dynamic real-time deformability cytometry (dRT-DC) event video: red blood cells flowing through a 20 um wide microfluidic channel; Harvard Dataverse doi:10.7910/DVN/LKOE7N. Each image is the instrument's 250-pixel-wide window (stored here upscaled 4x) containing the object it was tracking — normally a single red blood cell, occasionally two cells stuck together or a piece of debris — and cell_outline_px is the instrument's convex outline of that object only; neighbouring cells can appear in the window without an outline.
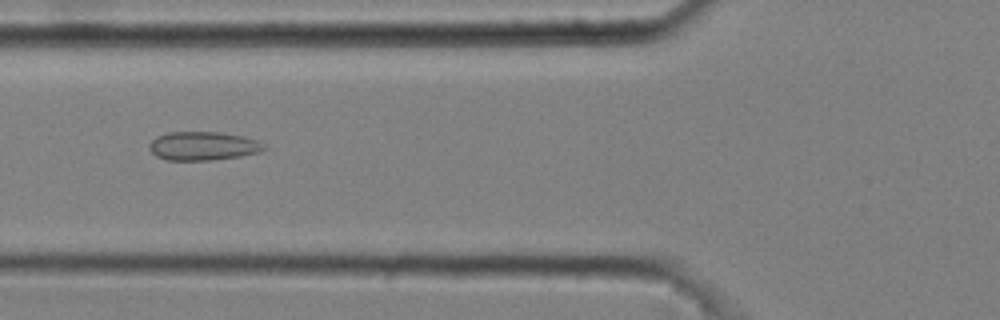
{"species": "common noctule bat (a hibernating species)", "species_latin": "Nyctalus noctula", "temperature_condition": "cold", "stored_images_in_passage": 6, "camera_frame_rate_fps": 3000, "um_per_image_px": 0.085, "animal": {"sex": "male", "body_mass_g": 20.4}, "frame": {"image": 1, "passage_image": 6, "time_ms": 1.667, "image_size_px": [1000, 320], "cell_outline_px": [[268, 148], [260, 152], [240, 156], [212, 160], [168, 160], [156, 156], [148, 148], [148, 144], [156, 136], [168, 132], [220, 132], [244, 136], [256, 140], [264, 144]], "centroid_in_image_um": [17.26, 12.4], "position_along_channel_um": 108.5, "area_um2": 19.31}}